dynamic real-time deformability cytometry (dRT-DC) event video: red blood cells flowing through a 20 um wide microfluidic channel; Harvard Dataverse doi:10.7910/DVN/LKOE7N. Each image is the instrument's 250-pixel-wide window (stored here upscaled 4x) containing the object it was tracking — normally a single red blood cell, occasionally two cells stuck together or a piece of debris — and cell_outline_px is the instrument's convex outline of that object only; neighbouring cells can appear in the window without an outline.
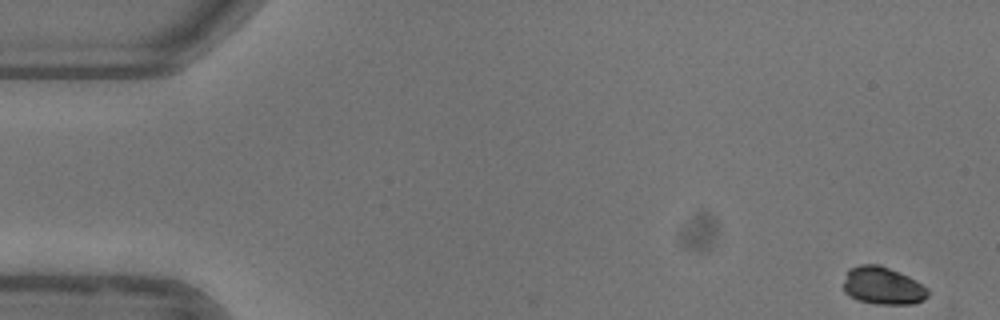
{"species": "common noctule bat (a hibernating species)", "species_latin": "Nyctalus noctula", "temperature_condition": "warm", "stored_images_in_passage": 18, "camera_frame_rate_fps": 3000, "um_per_image_px": 0.085, "animal": {"sex": "female"}, "frame": {"image": 1, "passage_image": 1, "time_ms": 0.0, "image_size_px": [1000, 320], "cell_outline_px": [[928, 296], [924, 300], [912, 304], [876, 304], [860, 300], [844, 292], [844, 280], [848, 268], [860, 264], [880, 264], [908, 276], [916, 280], [928, 288]], "centroid_in_image_um": [75.05, 24.27], "position_along_channel_um": 10.0, "area_um2": 18.55}}
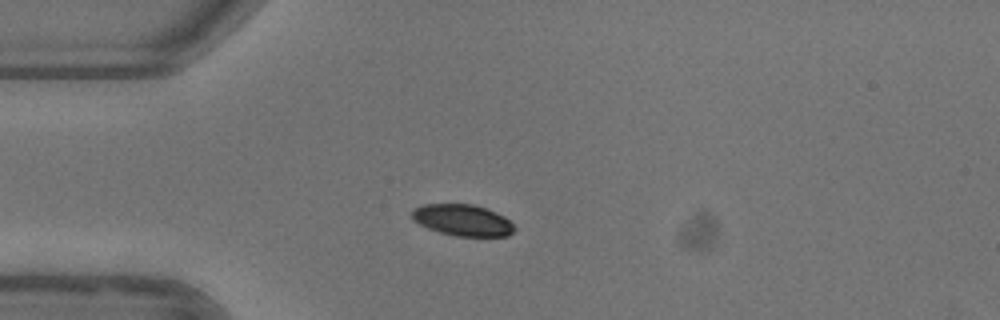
{"frame": {"image": 2, "passage_image": 13, "time_ms": 4.0, "image_size_px": [1000, 320], "cell_outline_px": [[516, 228], [508, 236], [456, 236], [440, 232], [428, 228], [412, 220], [412, 212], [416, 208], [424, 204], [472, 204], [496, 212], [504, 216]], "centroid_in_image_um": [39.32, 18.71], "position_along_channel_um": 45.7, "area_um2": 18.55}}
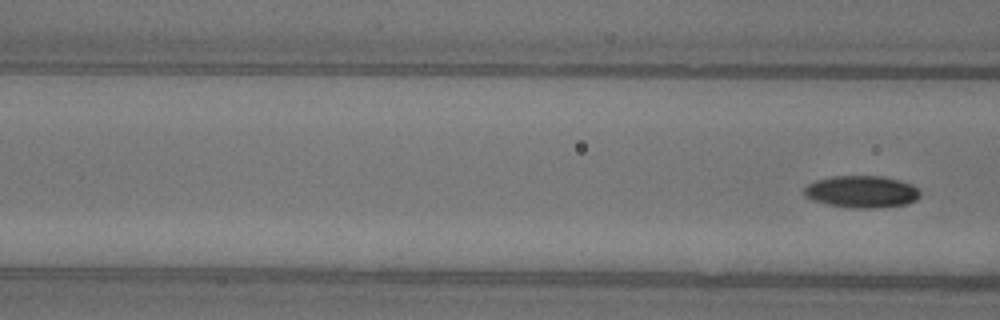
{"frame": {"image": 3, "passage_image": 18, "time_ms": 5.667, "image_size_px": [1000, 320], "cell_outline_px": [[920, 196], [916, 200], [904, 204], [872, 208], [852, 208], [828, 204], [812, 200], [804, 196], [804, 188], [808, 184], [816, 180], [832, 176], [880, 176], [900, 180], [912, 184], [920, 192]], "centroid_in_image_um": [73.22, 16.29], "position_along_channel_um": 93.4, "area_um2": 21.56}}